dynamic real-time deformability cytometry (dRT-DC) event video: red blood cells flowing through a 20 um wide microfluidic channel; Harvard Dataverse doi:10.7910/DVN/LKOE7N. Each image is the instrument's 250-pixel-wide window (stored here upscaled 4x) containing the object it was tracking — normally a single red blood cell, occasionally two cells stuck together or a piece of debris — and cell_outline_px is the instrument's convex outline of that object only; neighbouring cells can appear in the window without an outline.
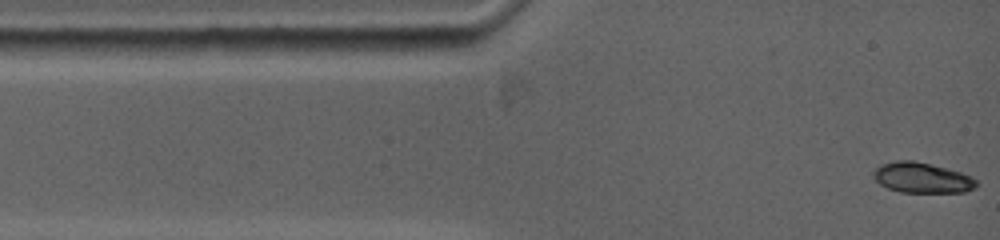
{"species": "common noctule bat (a hibernating species)", "species_latin": "Nyctalus noctula", "temperature_condition": "warm", "stored_images_in_passage": 65, "camera_frame_rate_fps": 5000, "um_per_image_px": 0.085, "animal": {"sex": "female", "body_mass_g": 19.0, "forearm_length_mm": 53.3}, "frame": {"image": 1, "passage_image": 1, "time_ms": 0.0, "image_size_px": [1000, 240], "cell_outline_px": [[976, 188], [964, 192], [900, 192], [888, 188], [880, 184], [872, 176], [872, 172], [880, 164], [896, 160], [912, 160], [932, 164], [960, 172], [972, 176], [976, 180]], "centroid_in_image_um": [78.35, 15.1], "position_along_channel_um": 6.6, "area_um2": 18.32}}
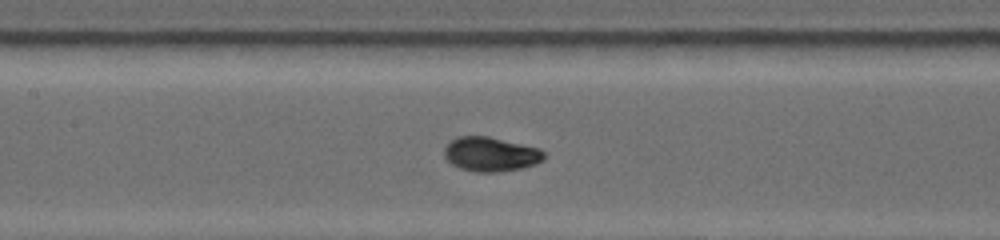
{"frame": {"image": 2, "passage_image": 28, "time_ms": 5.4, "image_size_px": [1000, 240], "cell_outline_px": [[544, 160], [536, 164], [520, 168], [500, 172], [476, 172], [460, 168], [452, 164], [444, 156], [444, 148], [452, 140], [460, 136], [488, 136], [536, 148], [544, 152]], "centroid_in_image_um": [41.69, 13.12], "position_along_channel_um": 165.7, "area_um2": 19.71}}
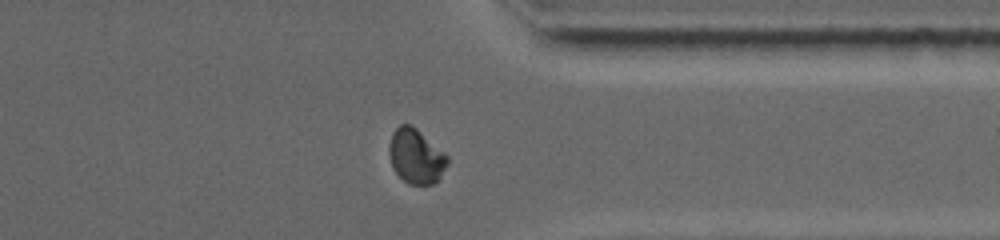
{"frame": {"image": 3, "passage_image": 56, "time_ms": 11.0, "image_size_px": [1000, 240], "cell_outline_px": [[448, 164], [436, 184], [408, 184], [392, 168], [388, 152], [388, 148], [392, 132], [400, 124], [412, 124], [444, 152], [448, 156]], "centroid_in_image_um": [35.35, 13.28], "position_along_channel_um": 376.0, "area_um2": 18.73}, "authors_computed_cell_mechanics": {"area_um2": 19.0162, "velocity_mm_per_s": 3.824, "shape_relaxation_time_tau1_ms": 4.0178, "shape_relaxation_time_tau2_ms": null, "deformation_change_tau1": 0.1985, "deformation_change_tau2": null}}